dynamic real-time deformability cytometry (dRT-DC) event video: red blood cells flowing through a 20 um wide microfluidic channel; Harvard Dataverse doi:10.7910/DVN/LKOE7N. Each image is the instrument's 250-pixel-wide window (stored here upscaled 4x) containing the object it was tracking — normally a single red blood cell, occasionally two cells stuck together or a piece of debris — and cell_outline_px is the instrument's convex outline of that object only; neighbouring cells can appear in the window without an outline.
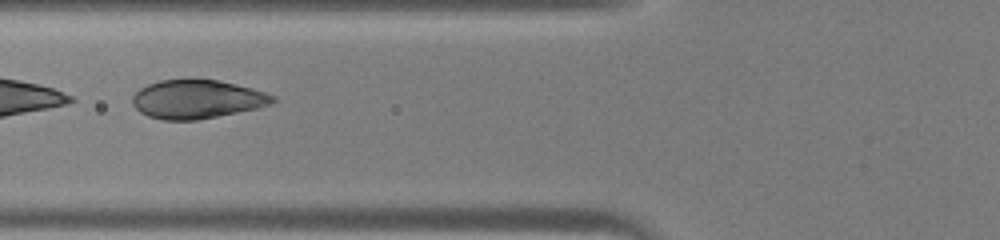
{"species": "human", "species_latin": "Homo sapiens", "temperature_condition": "warm", "stored_images_in_passage": 27, "segment_of_instrument_passage": [2, 2], "camera_frame_rate_fps": 3000, "um_per_image_px": 0.085, "donor": {"sex": "male"}, "frame": {"image": 1, "passage_image": 18, "time_ms": 5.667, "image_size_px": [1000, 240], "cell_outline_px": [[276, 100], [260, 108], [196, 120], [164, 120], [148, 116], [140, 112], [132, 104], [132, 96], [140, 88], [148, 84], [160, 80], [220, 80], [252, 88], [276, 96]], "centroid_in_image_um": [16.75, 8.44], "position_along_channel_um": 109.1, "area_um2": 31.5}}
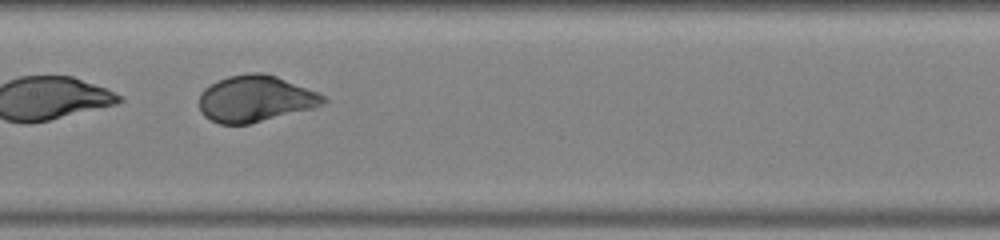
{"frame": {"image": 2, "passage_image": 23, "time_ms": 7.333, "image_size_px": [1000, 240], "cell_outline_px": [[328, 100], [324, 104], [312, 108], [248, 124], [220, 124], [204, 116], [200, 112], [200, 92], [204, 88], [228, 76], [248, 72], [264, 72], [276, 76], [316, 92], [324, 96]], "centroid_in_image_um": [21.68, 8.38], "position_along_channel_um": 185.7, "area_um2": 33.23}}